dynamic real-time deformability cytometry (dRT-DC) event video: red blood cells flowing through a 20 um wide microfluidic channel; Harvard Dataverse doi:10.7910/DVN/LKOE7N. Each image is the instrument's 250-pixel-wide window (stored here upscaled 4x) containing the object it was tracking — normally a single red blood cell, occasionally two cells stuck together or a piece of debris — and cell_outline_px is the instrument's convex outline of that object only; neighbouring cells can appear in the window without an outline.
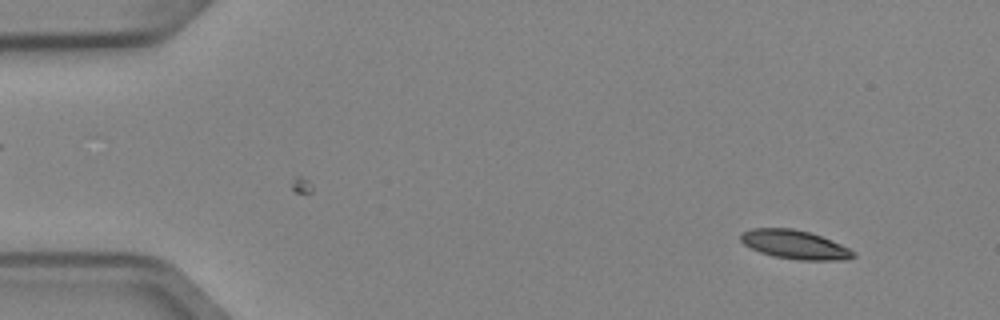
{"species": "Egyptian fruit bat (a non-hibernating species)", "species_latin": "Rousettus aegyptiacus", "temperature_condition": "cold", "stored_images_in_passage": 52, "camera_frame_rate_fps": 3000, "um_per_image_px": 0.085, "animal": {"sex": "female"}, "frame": {"image": 1, "passage_image": 5, "time_ms": 1.333, "image_size_px": [1000, 320], "cell_outline_px": [[856, 256], [848, 260], [800, 260], [772, 256], [760, 252], [744, 244], [740, 240], [740, 232], [752, 228], [792, 228], [808, 232], [820, 236], [840, 244], [856, 252]], "centroid_in_image_um": [67.55, 20.79], "position_along_channel_um": 17.5, "area_um2": 18.9}}
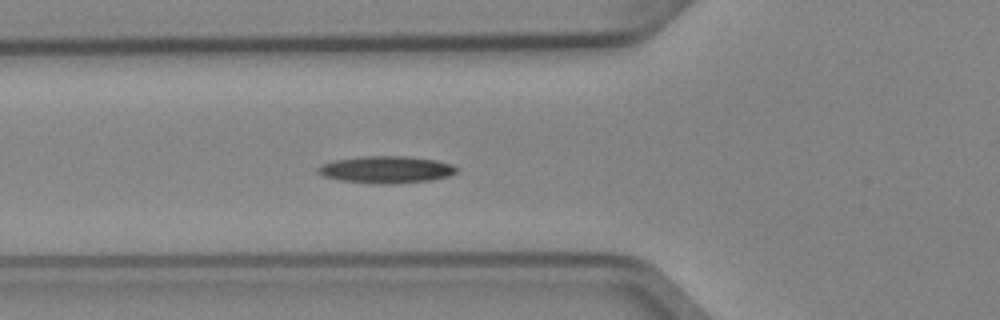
{"frame": {"image": 2, "passage_image": 19, "time_ms": 6.0, "image_size_px": [1000, 320], "cell_outline_px": [[456, 172], [448, 176], [428, 180], [392, 184], [372, 184], [340, 180], [324, 176], [316, 172], [316, 168], [320, 164], [336, 160], [360, 156], [404, 156], [436, 160], [452, 164], [456, 168]], "centroid_in_image_um": [32.77, 14.41], "position_along_channel_um": 93.0, "area_um2": 21.85}}
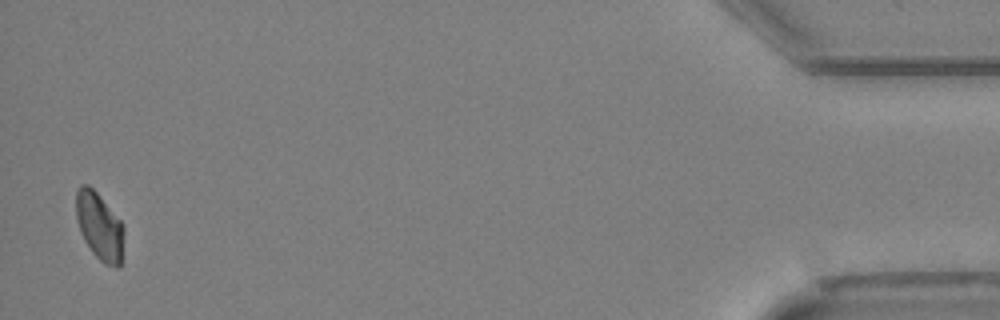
{"frame": {"image": 3, "passage_image": 51, "time_ms": 16.667, "image_size_px": [1000, 320], "cell_outline_px": [[124, 232], [120, 268], [116, 268], [104, 264], [92, 252], [84, 240], [80, 232], [76, 220], [76, 192], [80, 184], [88, 184], [96, 192], [124, 224]], "centroid_in_image_um": [8.45, 19.25], "position_along_channel_um": 426.7, "area_um2": 18.96}, "authors_computed_cell_mechanics": {"area_um2": 19.2763, "velocity_mm_per_s": 3.9456, "shape_relaxation_time_tau1_ms": 6.1798, "shape_relaxation_time_tau2_ms": null, "deformation_change_tau1": 0.1304, "deformation_change_tau2": null}}